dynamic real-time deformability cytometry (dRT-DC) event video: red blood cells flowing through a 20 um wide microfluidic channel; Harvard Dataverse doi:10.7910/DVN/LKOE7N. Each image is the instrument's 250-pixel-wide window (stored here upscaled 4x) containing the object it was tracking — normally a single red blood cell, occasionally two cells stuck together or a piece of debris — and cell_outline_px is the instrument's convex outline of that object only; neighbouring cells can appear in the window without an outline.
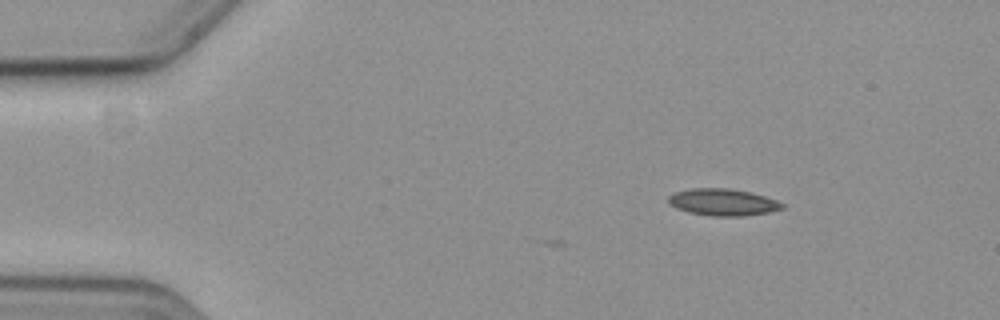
{"species": "common noctule bat (a hibernating species)", "species_latin": "Nyctalus noctula", "temperature_condition": "cold", "stored_images_in_passage": 2, "camera_frame_rate_fps": 3000, "um_per_image_px": 0.085, "animal": {"sex": "female", "body_mass_g": 19.3, "forearm_length_mm": 54.1}, "frame": {"image": 1, "passage_image": 2, "time_ms": 0.333, "image_size_px": [1000, 320], "cell_outline_px": [[784, 208], [768, 212], [744, 216], [712, 216], [688, 212], [676, 208], [668, 200], [668, 196], [676, 192], [692, 188], [728, 188], [752, 192], [776, 200], [784, 204]], "centroid_in_image_um": [61.46, 17.18], "position_along_channel_um": 23.5, "area_um2": 17.74}}